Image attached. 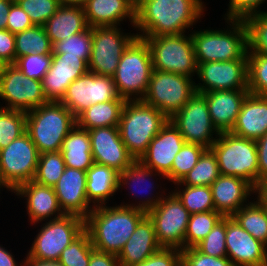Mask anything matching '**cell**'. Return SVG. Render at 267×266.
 I'll list each match as a JSON object with an SVG mask.
<instances>
[{"label":"cell","instance_id":"ee69618b","mask_svg":"<svg viewBox=\"0 0 267 266\" xmlns=\"http://www.w3.org/2000/svg\"><path fill=\"white\" fill-rule=\"evenodd\" d=\"M249 93L267 97V56L247 54Z\"/></svg>","mask_w":267,"mask_h":266},{"label":"cell","instance_id":"74e56055","mask_svg":"<svg viewBox=\"0 0 267 266\" xmlns=\"http://www.w3.org/2000/svg\"><path fill=\"white\" fill-rule=\"evenodd\" d=\"M247 28V54L267 56V12H257L243 19Z\"/></svg>","mask_w":267,"mask_h":266},{"label":"cell","instance_id":"60d3db41","mask_svg":"<svg viewBox=\"0 0 267 266\" xmlns=\"http://www.w3.org/2000/svg\"><path fill=\"white\" fill-rule=\"evenodd\" d=\"M93 27H87L83 32L70 35L60 42L54 43L52 53H66L78 56L89 63L92 49Z\"/></svg>","mask_w":267,"mask_h":266},{"label":"cell","instance_id":"7dc6e473","mask_svg":"<svg viewBox=\"0 0 267 266\" xmlns=\"http://www.w3.org/2000/svg\"><path fill=\"white\" fill-rule=\"evenodd\" d=\"M52 64V54H35L19 57L14 65L17 66L24 75L29 78L42 80Z\"/></svg>","mask_w":267,"mask_h":266},{"label":"cell","instance_id":"003e7915","mask_svg":"<svg viewBox=\"0 0 267 266\" xmlns=\"http://www.w3.org/2000/svg\"><path fill=\"white\" fill-rule=\"evenodd\" d=\"M178 266H185L182 262Z\"/></svg>","mask_w":267,"mask_h":266},{"label":"cell","instance_id":"91938a15","mask_svg":"<svg viewBox=\"0 0 267 266\" xmlns=\"http://www.w3.org/2000/svg\"><path fill=\"white\" fill-rule=\"evenodd\" d=\"M25 266H63L58 261L37 260V259H25Z\"/></svg>","mask_w":267,"mask_h":266},{"label":"cell","instance_id":"7c38bea8","mask_svg":"<svg viewBox=\"0 0 267 266\" xmlns=\"http://www.w3.org/2000/svg\"><path fill=\"white\" fill-rule=\"evenodd\" d=\"M39 156L27 132L0 150V176L9 191L34 179Z\"/></svg>","mask_w":267,"mask_h":266},{"label":"cell","instance_id":"ffe728a7","mask_svg":"<svg viewBox=\"0 0 267 266\" xmlns=\"http://www.w3.org/2000/svg\"><path fill=\"white\" fill-rule=\"evenodd\" d=\"M227 257L234 266H266L267 246L245 231L231 216L226 217Z\"/></svg>","mask_w":267,"mask_h":266},{"label":"cell","instance_id":"e0dca14e","mask_svg":"<svg viewBox=\"0 0 267 266\" xmlns=\"http://www.w3.org/2000/svg\"><path fill=\"white\" fill-rule=\"evenodd\" d=\"M248 57L230 61L198 64L197 76L201 83L195 85L196 93L214 90H248Z\"/></svg>","mask_w":267,"mask_h":266},{"label":"cell","instance_id":"9f6ffc18","mask_svg":"<svg viewBox=\"0 0 267 266\" xmlns=\"http://www.w3.org/2000/svg\"><path fill=\"white\" fill-rule=\"evenodd\" d=\"M88 266H121L117 255L93 249Z\"/></svg>","mask_w":267,"mask_h":266},{"label":"cell","instance_id":"8d00e7d4","mask_svg":"<svg viewBox=\"0 0 267 266\" xmlns=\"http://www.w3.org/2000/svg\"><path fill=\"white\" fill-rule=\"evenodd\" d=\"M224 216L216 211L190 214L184 240V249L194 247Z\"/></svg>","mask_w":267,"mask_h":266},{"label":"cell","instance_id":"bcb514c9","mask_svg":"<svg viewBox=\"0 0 267 266\" xmlns=\"http://www.w3.org/2000/svg\"><path fill=\"white\" fill-rule=\"evenodd\" d=\"M16 2L35 26H44L60 6L58 0H17Z\"/></svg>","mask_w":267,"mask_h":266},{"label":"cell","instance_id":"d6986e66","mask_svg":"<svg viewBox=\"0 0 267 266\" xmlns=\"http://www.w3.org/2000/svg\"><path fill=\"white\" fill-rule=\"evenodd\" d=\"M88 132L94 163L108 166L120 173L135 161L121 140L118 127L106 126Z\"/></svg>","mask_w":267,"mask_h":266},{"label":"cell","instance_id":"30bf717a","mask_svg":"<svg viewBox=\"0 0 267 266\" xmlns=\"http://www.w3.org/2000/svg\"><path fill=\"white\" fill-rule=\"evenodd\" d=\"M192 77L153 69L142 101L157 108L168 119L196 93Z\"/></svg>","mask_w":267,"mask_h":266},{"label":"cell","instance_id":"d4e9b609","mask_svg":"<svg viewBox=\"0 0 267 266\" xmlns=\"http://www.w3.org/2000/svg\"><path fill=\"white\" fill-rule=\"evenodd\" d=\"M211 191L215 211L224 217L233 216L240 208L246 205V200L255 193V188L246 180L220 175L212 184Z\"/></svg>","mask_w":267,"mask_h":266},{"label":"cell","instance_id":"ab89813d","mask_svg":"<svg viewBox=\"0 0 267 266\" xmlns=\"http://www.w3.org/2000/svg\"><path fill=\"white\" fill-rule=\"evenodd\" d=\"M26 132V112L0 107V150Z\"/></svg>","mask_w":267,"mask_h":266},{"label":"cell","instance_id":"816d5d0a","mask_svg":"<svg viewBox=\"0 0 267 266\" xmlns=\"http://www.w3.org/2000/svg\"><path fill=\"white\" fill-rule=\"evenodd\" d=\"M7 17V30L13 34L20 33L21 31L32 28L34 26L27 13L20 7L17 2H12Z\"/></svg>","mask_w":267,"mask_h":266},{"label":"cell","instance_id":"836d02e7","mask_svg":"<svg viewBox=\"0 0 267 266\" xmlns=\"http://www.w3.org/2000/svg\"><path fill=\"white\" fill-rule=\"evenodd\" d=\"M52 46L44 26L34 25L32 28L15 34L16 59L30 53L52 54Z\"/></svg>","mask_w":267,"mask_h":266},{"label":"cell","instance_id":"7a4b0ae2","mask_svg":"<svg viewBox=\"0 0 267 266\" xmlns=\"http://www.w3.org/2000/svg\"><path fill=\"white\" fill-rule=\"evenodd\" d=\"M145 216L136 208L96 206L85 219V230L95 249L118 255Z\"/></svg>","mask_w":267,"mask_h":266},{"label":"cell","instance_id":"680465c9","mask_svg":"<svg viewBox=\"0 0 267 266\" xmlns=\"http://www.w3.org/2000/svg\"><path fill=\"white\" fill-rule=\"evenodd\" d=\"M0 266H18L13 255L5 248L0 246ZM20 266H25L21 265Z\"/></svg>","mask_w":267,"mask_h":266},{"label":"cell","instance_id":"e575fe53","mask_svg":"<svg viewBox=\"0 0 267 266\" xmlns=\"http://www.w3.org/2000/svg\"><path fill=\"white\" fill-rule=\"evenodd\" d=\"M220 175L215 154L211 149H206L191 171L174 185L211 186Z\"/></svg>","mask_w":267,"mask_h":266},{"label":"cell","instance_id":"d6a6232c","mask_svg":"<svg viewBox=\"0 0 267 266\" xmlns=\"http://www.w3.org/2000/svg\"><path fill=\"white\" fill-rule=\"evenodd\" d=\"M232 217L245 231L267 246V215L257 200L244 205Z\"/></svg>","mask_w":267,"mask_h":266},{"label":"cell","instance_id":"6f0895ef","mask_svg":"<svg viewBox=\"0 0 267 266\" xmlns=\"http://www.w3.org/2000/svg\"><path fill=\"white\" fill-rule=\"evenodd\" d=\"M12 0H0V29H7L8 13Z\"/></svg>","mask_w":267,"mask_h":266},{"label":"cell","instance_id":"681fc988","mask_svg":"<svg viewBox=\"0 0 267 266\" xmlns=\"http://www.w3.org/2000/svg\"><path fill=\"white\" fill-rule=\"evenodd\" d=\"M181 262L185 266H234L228 257L208 256L195 247L181 250Z\"/></svg>","mask_w":267,"mask_h":266},{"label":"cell","instance_id":"f546056e","mask_svg":"<svg viewBox=\"0 0 267 266\" xmlns=\"http://www.w3.org/2000/svg\"><path fill=\"white\" fill-rule=\"evenodd\" d=\"M60 152L66 167L87 171L94 164L89 132L77 125L62 142Z\"/></svg>","mask_w":267,"mask_h":266},{"label":"cell","instance_id":"11a10c76","mask_svg":"<svg viewBox=\"0 0 267 266\" xmlns=\"http://www.w3.org/2000/svg\"><path fill=\"white\" fill-rule=\"evenodd\" d=\"M258 156V186L267 177V133L255 140Z\"/></svg>","mask_w":267,"mask_h":266},{"label":"cell","instance_id":"4fadbf2b","mask_svg":"<svg viewBox=\"0 0 267 266\" xmlns=\"http://www.w3.org/2000/svg\"><path fill=\"white\" fill-rule=\"evenodd\" d=\"M169 120L179 130L186 143L210 149L220 135L212 123L206 99L200 93H195ZM213 134H216V138Z\"/></svg>","mask_w":267,"mask_h":266},{"label":"cell","instance_id":"94428289","mask_svg":"<svg viewBox=\"0 0 267 266\" xmlns=\"http://www.w3.org/2000/svg\"><path fill=\"white\" fill-rule=\"evenodd\" d=\"M257 195V199H267V177L262 180L255 190Z\"/></svg>","mask_w":267,"mask_h":266},{"label":"cell","instance_id":"83f0119b","mask_svg":"<svg viewBox=\"0 0 267 266\" xmlns=\"http://www.w3.org/2000/svg\"><path fill=\"white\" fill-rule=\"evenodd\" d=\"M161 248L156 238L153 223L146 215L138 223L134 233L124 244L117 258L121 266H134L143 262Z\"/></svg>","mask_w":267,"mask_h":266},{"label":"cell","instance_id":"f35d334b","mask_svg":"<svg viewBox=\"0 0 267 266\" xmlns=\"http://www.w3.org/2000/svg\"><path fill=\"white\" fill-rule=\"evenodd\" d=\"M65 162L60 151L40 154L33 181L54 187L65 170Z\"/></svg>","mask_w":267,"mask_h":266},{"label":"cell","instance_id":"03108f58","mask_svg":"<svg viewBox=\"0 0 267 266\" xmlns=\"http://www.w3.org/2000/svg\"><path fill=\"white\" fill-rule=\"evenodd\" d=\"M133 1L135 4H137L140 0H131Z\"/></svg>","mask_w":267,"mask_h":266},{"label":"cell","instance_id":"5b68a950","mask_svg":"<svg viewBox=\"0 0 267 266\" xmlns=\"http://www.w3.org/2000/svg\"><path fill=\"white\" fill-rule=\"evenodd\" d=\"M169 119L142 100L125 101L119 120L121 140L128 152L139 160L151 140Z\"/></svg>","mask_w":267,"mask_h":266},{"label":"cell","instance_id":"484cf974","mask_svg":"<svg viewBox=\"0 0 267 266\" xmlns=\"http://www.w3.org/2000/svg\"><path fill=\"white\" fill-rule=\"evenodd\" d=\"M135 7L131 0H87L83 6L88 27L120 26L126 18L134 26Z\"/></svg>","mask_w":267,"mask_h":266},{"label":"cell","instance_id":"f6af8a7d","mask_svg":"<svg viewBox=\"0 0 267 266\" xmlns=\"http://www.w3.org/2000/svg\"><path fill=\"white\" fill-rule=\"evenodd\" d=\"M226 237V217H223L194 247L201 253L213 257H227Z\"/></svg>","mask_w":267,"mask_h":266},{"label":"cell","instance_id":"7bdbcfd3","mask_svg":"<svg viewBox=\"0 0 267 266\" xmlns=\"http://www.w3.org/2000/svg\"><path fill=\"white\" fill-rule=\"evenodd\" d=\"M93 249L89 233L84 230L62 251L58 262L63 266H88Z\"/></svg>","mask_w":267,"mask_h":266},{"label":"cell","instance_id":"8992f818","mask_svg":"<svg viewBox=\"0 0 267 266\" xmlns=\"http://www.w3.org/2000/svg\"><path fill=\"white\" fill-rule=\"evenodd\" d=\"M231 27L224 30L192 32L197 65L205 62H222L244 59L248 52L247 28L241 19H227Z\"/></svg>","mask_w":267,"mask_h":266},{"label":"cell","instance_id":"f907efd6","mask_svg":"<svg viewBox=\"0 0 267 266\" xmlns=\"http://www.w3.org/2000/svg\"><path fill=\"white\" fill-rule=\"evenodd\" d=\"M181 263V250L161 248L143 262L134 266H178Z\"/></svg>","mask_w":267,"mask_h":266},{"label":"cell","instance_id":"4316f807","mask_svg":"<svg viewBox=\"0 0 267 266\" xmlns=\"http://www.w3.org/2000/svg\"><path fill=\"white\" fill-rule=\"evenodd\" d=\"M231 133L257 140L267 133V97L249 93Z\"/></svg>","mask_w":267,"mask_h":266},{"label":"cell","instance_id":"5bb4252c","mask_svg":"<svg viewBox=\"0 0 267 266\" xmlns=\"http://www.w3.org/2000/svg\"><path fill=\"white\" fill-rule=\"evenodd\" d=\"M118 26L93 27L89 71L101 76L113 77L119 60L129 44L137 37L123 34Z\"/></svg>","mask_w":267,"mask_h":266},{"label":"cell","instance_id":"7402d4cb","mask_svg":"<svg viewBox=\"0 0 267 266\" xmlns=\"http://www.w3.org/2000/svg\"><path fill=\"white\" fill-rule=\"evenodd\" d=\"M86 183V171L65 167L54 186L59 205L65 215H75L85 220L93 210L94 207L86 196Z\"/></svg>","mask_w":267,"mask_h":266},{"label":"cell","instance_id":"4dcf8cb0","mask_svg":"<svg viewBox=\"0 0 267 266\" xmlns=\"http://www.w3.org/2000/svg\"><path fill=\"white\" fill-rule=\"evenodd\" d=\"M86 196L92 206L105 205L118 190V172L105 165L94 163L87 171ZM97 203V204H96Z\"/></svg>","mask_w":267,"mask_h":266},{"label":"cell","instance_id":"f5cc1de1","mask_svg":"<svg viewBox=\"0 0 267 266\" xmlns=\"http://www.w3.org/2000/svg\"><path fill=\"white\" fill-rule=\"evenodd\" d=\"M265 1L266 0H230L229 10L226 15L227 19L243 20L248 15L257 12H264L258 9L259 6Z\"/></svg>","mask_w":267,"mask_h":266},{"label":"cell","instance_id":"d590c367","mask_svg":"<svg viewBox=\"0 0 267 266\" xmlns=\"http://www.w3.org/2000/svg\"><path fill=\"white\" fill-rule=\"evenodd\" d=\"M185 189H175L172 192L190 214L215 211L212 191L210 186L183 185Z\"/></svg>","mask_w":267,"mask_h":266},{"label":"cell","instance_id":"f1b7e54d","mask_svg":"<svg viewBox=\"0 0 267 266\" xmlns=\"http://www.w3.org/2000/svg\"><path fill=\"white\" fill-rule=\"evenodd\" d=\"M87 27L84 8L70 5H60L56 13L44 24L52 45L70 35L83 32Z\"/></svg>","mask_w":267,"mask_h":266},{"label":"cell","instance_id":"1f68e13d","mask_svg":"<svg viewBox=\"0 0 267 266\" xmlns=\"http://www.w3.org/2000/svg\"><path fill=\"white\" fill-rule=\"evenodd\" d=\"M125 100H110L91 105L76 118V125L85 130L118 127Z\"/></svg>","mask_w":267,"mask_h":266},{"label":"cell","instance_id":"cb8c5ba5","mask_svg":"<svg viewBox=\"0 0 267 266\" xmlns=\"http://www.w3.org/2000/svg\"><path fill=\"white\" fill-rule=\"evenodd\" d=\"M13 192L17 196L27 197V214L31 224L33 222L35 225L42 220L47 221L49 217V220H52L65 215L59 205L54 187L41 185L31 180L19 185ZM54 215L55 217H53Z\"/></svg>","mask_w":267,"mask_h":266},{"label":"cell","instance_id":"ac0fdd59","mask_svg":"<svg viewBox=\"0 0 267 266\" xmlns=\"http://www.w3.org/2000/svg\"><path fill=\"white\" fill-rule=\"evenodd\" d=\"M88 71V63L78 56L52 53L51 67L41 80L46 100L60 102L69 85Z\"/></svg>","mask_w":267,"mask_h":266},{"label":"cell","instance_id":"c3c4849f","mask_svg":"<svg viewBox=\"0 0 267 266\" xmlns=\"http://www.w3.org/2000/svg\"><path fill=\"white\" fill-rule=\"evenodd\" d=\"M153 172H155V171L144 166L139 160H135L128 168H126L124 171H122L118 174V190H120L123 185H126V186L129 185L128 187H130L132 184L139 186L140 187L139 189H141L142 188L141 182H142V186H145L146 182L148 180H151V178L154 174ZM144 183H145V185H144ZM148 183L150 184V185L148 184V186H149L148 188H151L152 190L155 189V187L153 186L154 185L153 182L151 183V181L150 182L148 181ZM145 187H146V189H148L147 185ZM136 191L135 192L132 191V193H134L135 197H136V194H135ZM149 194L151 195L152 193H149ZM137 197H139V196H137Z\"/></svg>","mask_w":267,"mask_h":266},{"label":"cell","instance_id":"db71d44e","mask_svg":"<svg viewBox=\"0 0 267 266\" xmlns=\"http://www.w3.org/2000/svg\"><path fill=\"white\" fill-rule=\"evenodd\" d=\"M15 61V34L0 29V65L14 64Z\"/></svg>","mask_w":267,"mask_h":266},{"label":"cell","instance_id":"52a82bcc","mask_svg":"<svg viewBox=\"0 0 267 266\" xmlns=\"http://www.w3.org/2000/svg\"><path fill=\"white\" fill-rule=\"evenodd\" d=\"M152 71L149 45L145 39L136 37L122 54L113 76L119 97L125 101L142 100Z\"/></svg>","mask_w":267,"mask_h":266},{"label":"cell","instance_id":"44dd1931","mask_svg":"<svg viewBox=\"0 0 267 266\" xmlns=\"http://www.w3.org/2000/svg\"><path fill=\"white\" fill-rule=\"evenodd\" d=\"M186 143L179 130L168 120L159 133L151 140L139 161L155 171L154 176L166 175L171 171L176 154Z\"/></svg>","mask_w":267,"mask_h":266},{"label":"cell","instance_id":"603a6c76","mask_svg":"<svg viewBox=\"0 0 267 266\" xmlns=\"http://www.w3.org/2000/svg\"><path fill=\"white\" fill-rule=\"evenodd\" d=\"M249 90H214L202 93L212 123L219 133L230 132Z\"/></svg>","mask_w":267,"mask_h":266},{"label":"cell","instance_id":"be15d7a7","mask_svg":"<svg viewBox=\"0 0 267 266\" xmlns=\"http://www.w3.org/2000/svg\"><path fill=\"white\" fill-rule=\"evenodd\" d=\"M257 201L262 205L265 213L267 215V199H257Z\"/></svg>","mask_w":267,"mask_h":266},{"label":"cell","instance_id":"277c9868","mask_svg":"<svg viewBox=\"0 0 267 266\" xmlns=\"http://www.w3.org/2000/svg\"><path fill=\"white\" fill-rule=\"evenodd\" d=\"M75 125V116L61 102L48 101L26 112V132L40 154L60 151Z\"/></svg>","mask_w":267,"mask_h":266},{"label":"cell","instance_id":"b9f144b4","mask_svg":"<svg viewBox=\"0 0 267 266\" xmlns=\"http://www.w3.org/2000/svg\"><path fill=\"white\" fill-rule=\"evenodd\" d=\"M207 148L192 143H185L176 154L171 171L166 179L174 184L180 182L183 177L197 164L199 158Z\"/></svg>","mask_w":267,"mask_h":266},{"label":"cell","instance_id":"e7e4bbea","mask_svg":"<svg viewBox=\"0 0 267 266\" xmlns=\"http://www.w3.org/2000/svg\"><path fill=\"white\" fill-rule=\"evenodd\" d=\"M2 187L8 189V188L3 184L2 180H1V176H0V188H2Z\"/></svg>","mask_w":267,"mask_h":266},{"label":"cell","instance_id":"6125c7cd","mask_svg":"<svg viewBox=\"0 0 267 266\" xmlns=\"http://www.w3.org/2000/svg\"><path fill=\"white\" fill-rule=\"evenodd\" d=\"M60 5L84 6L87 0H58Z\"/></svg>","mask_w":267,"mask_h":266},{"label":"cell","instance_id":"ba28073f","mask_svg":"<svg viewBox=\"0 0 267 266\" xmlns=\"http://www.w3.org/2000/svg\"><path fill=\"white\" fill-rule=\"evenodd\" d=\"M218 137L210 149L216 156L220 174L242 178L257 189L258 156L255 140L231 132L220 133Z\"/></svg>","mask_w":267,"mask_h":266},{"label":"cell","instance_id":"3957f363","mask_svg":"<svg viewBox=\"0 0 267 266\" xmlns=\"http://www.w3.org/2000/svg\"><path fill=\"white\" fill-rule=\"evenodd\" d=\"M164 197L155 195L139 201V204L121 206L144 211L153 223L155 234L162 248L184 249V240L190 213L172 193ZM155 198V199H154ZM142 202V203H141Z\"/></svg>","mask_w":267,"mask_h":266},{"label":"cell","instance_id":"2e32d148","mask_svg":"<svg viewBox=\"0 0 267 266\" xmlns=\"http://www.w3.org/2000/svg\"><path fill=\"white\" fill-rule=\"evenodd\" d=\"M120 98L113 77L101 76L88 71L74 80L60 101L77 118L91 105Z\"/></svg>","mask_w":267,"mask_h":266},{"label":"cell","instance_id":"9c48e42d","mask_svg":"<svg viewBox=\"0 0 267 266\" xmlns=\"http://www.w3.org/2000/svg\"><path fill=\"white\" fill-rule=\"evenodd\" d=\"M146 40L153 69L183 74L192 77L197 74V61L191 34L162 36H137Z\"/></svg>","mask_w":267,"mask_h":266},{"label":"cell","instance_id":"6da1fadb","mask_svg":"<svg viewBox=\"0 0 267 266\" xmlns=\"http://www.w3.org/2000/svg\"><path fill=\"white\" fill-rule=\"evenodd\" d=\"M201 0H140L135 7L137 36L178 35L204 12ZM141 33V34H140Z\"/></svg>","mask_w":267,"mask_h":266},{"label":"cell","instance_id":"8fae6325","mask_svg":"<svg viewBox=\"0 0 267 266\" xmlns=\"http://www.w3.org/2000/svg\"><path fill=\"white\" fill-rule=\"evenodd\" d=\"M85 230V220L63 215L46 222L38 232L26 259L58 261L62 251Z\"/></svg>","mask_w":267,"mask_h":266},{"label":"cell","instance_id":"9a60e30c","mask_svg":"<svg viewBox=\"0 0 267 266\" xmlns=\"http://www.w3.org/2000/svg\"><path fill=\"white\" fill-rule=\"evenodd\" d=\"M0 98L2 108L27 112L47 103L41 80L27 77L14 64L0 65Z\"/></svg>","mask_w":267,"mask_h":266}]
</instances>
